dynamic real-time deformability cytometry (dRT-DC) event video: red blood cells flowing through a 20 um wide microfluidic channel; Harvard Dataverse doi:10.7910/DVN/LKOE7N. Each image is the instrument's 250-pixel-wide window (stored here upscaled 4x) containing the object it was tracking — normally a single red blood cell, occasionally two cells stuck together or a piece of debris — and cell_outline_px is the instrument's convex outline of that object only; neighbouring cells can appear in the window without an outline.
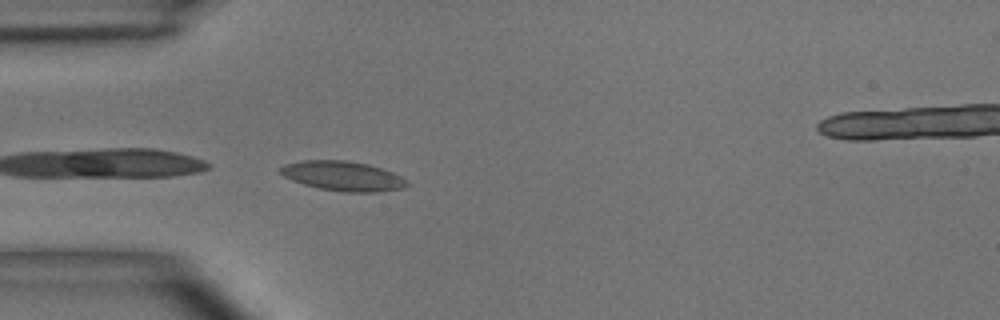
{"species": "common noctule bat (a hibernating species)", "species_latin": "Nyctalus noctula", "temperature_condition": "room temperature", "stored_images_in_passage": 5, "camera_frame_rate_fps": 3000, "um_per_image_px": 0.085, "animal": {"sex": "male", "body_mass_g": 15.6}, "frame": {"image": 1, "passage_image": 4, "time_ms": 3.333, "image_size_px": [1000, 320], "cell_outline_px": [[408, 184], [404, 188], [380, 192], [344, 192], [320, 188], [304, 184], [292, 180], [284, 176], [276, 168], [284, 164], [300, 160], [344, 160], [368, 164], [392, 172], [408, 180]], "centroid_in_image_um": [29.13, 14.96], "position_along_channel_um": 55.9, "area_um2": 21.96}}